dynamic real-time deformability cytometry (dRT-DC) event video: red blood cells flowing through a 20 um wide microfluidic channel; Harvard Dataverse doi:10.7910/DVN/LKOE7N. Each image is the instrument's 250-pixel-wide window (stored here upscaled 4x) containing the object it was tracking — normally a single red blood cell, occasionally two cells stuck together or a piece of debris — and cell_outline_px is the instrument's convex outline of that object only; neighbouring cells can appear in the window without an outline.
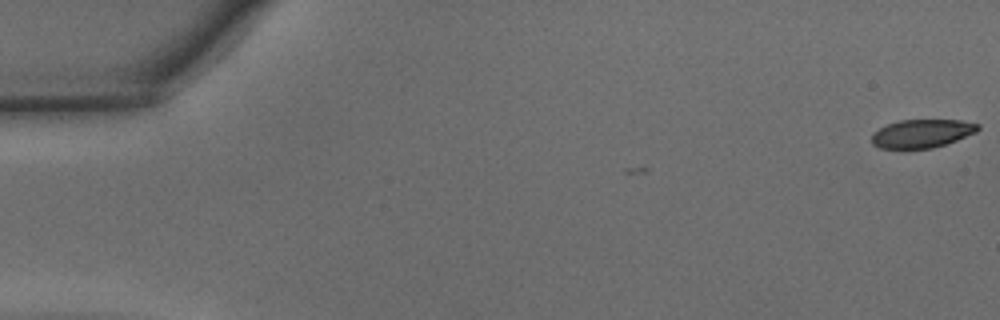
{"species": "common noctule bat (a hibernating species)", "species_latin": "Nyctalus noctula", "temperature_condition": "warm", "stored_images_in_passage": 6, "camera_frame_rate_fps": 3000, "um_per_image_px": 0.085, "animal": {"sex": "male", "body_mass_g": 15.6}, "frame": {"image": 1, "passage_image": 1, "time_ms": 0.0, "image_size_px": [1000, 320], "cell_outline_px": [[980, 128], [976, 132], [956, 140], [932, 148], [880, 148], [872, 144], [872, 136], [880, 128], [888, 124], [900, 120], [960, 120], [980, 124]], "centroid_in_image_um": [78.39, 11.34], "position_along_channel_um": 6.6, "area_um2": 17.28}}